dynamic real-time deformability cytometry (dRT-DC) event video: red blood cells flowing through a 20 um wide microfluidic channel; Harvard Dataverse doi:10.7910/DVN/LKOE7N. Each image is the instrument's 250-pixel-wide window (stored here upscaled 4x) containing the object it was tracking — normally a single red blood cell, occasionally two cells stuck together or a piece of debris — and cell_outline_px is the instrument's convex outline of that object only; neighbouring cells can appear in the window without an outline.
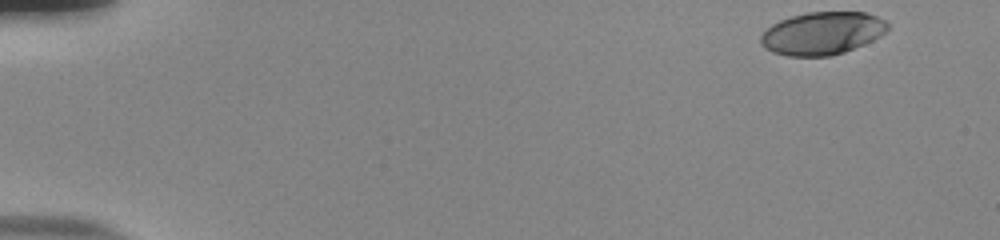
{"species": "human", "species_latin": "Homo sapiens", "temperature_condition": "room temperature", "stored_images_in_passage": 52, "camera_frame_rate_fps": 3000, "um_per_image_px": 0.085, "donor": {"sex": "male"}, "frame": {"image": 1, "passage_image": 1, "time_ms": 0.0, "image_size_px": [1000, 240], "cell_outline_px": [[888, 32], [864, 44], [844, 52], [828, 56], [788, 56], [772, 52], [764, 48], [760, 44], [760, 36], [772, 24], [780, 20], [792, 16], [808, 12], [864, 12], [876, 16], [884, 20], [888, 24]], "centroid_in_image_um": [69.88, 2.83], "position_along_channel_um": 15.1, "area_um2": 31.62}}
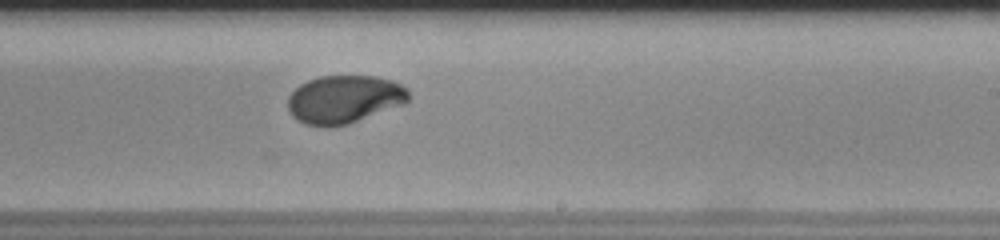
{"frame": {"image": 2, "passage_image": 32, "time_ms": 10.333, "image_size_px": [1000, 240], "cell_outline_px": [[408, 100], [404, 104], [348, 124], [324, 128], [304, 124], [296, 120], [292, 116], [288, 108], [288, 96], [300, 84], [308, 80], [320, 76], [376, 76], [392, 80], [408, 88]], "centroid_in_image_um": [29.24, 8.45], "position_along_channel_um": 259.8, "area_um2": 34.04}}
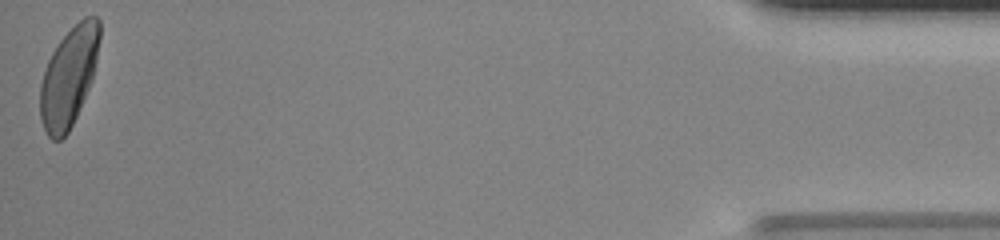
{"frame": {"image": 3, "passage_image": 52, "time_ms": 17.0, "image_size_px": [1000, 240], "cell_outline_px": [[100, 36], [96, 60], [92, 80], [76, 116], [68, 132], [60, 140], [52, 140], [48, 136], [40, 120], [40, 84], [48, 60], [52, 52], [60, 40], [84, 16], [96, 16], [100, 20]], "centroid_in_image_um": [5.84, 6.53], "position_along_channel_um": 429.4, "area_um2": 34.04}, "authors_computed_cell_mechanics": {"area_um2": 33.7552, "velocity_mm_per_s": 3.7862, "shape_relaxation_time_tau1_ms": 3.7465, "shape_relaxation_time_tau2_ms": null, "deformation_change_tau1": 0.1908, "deformation_change_tau2": null}}